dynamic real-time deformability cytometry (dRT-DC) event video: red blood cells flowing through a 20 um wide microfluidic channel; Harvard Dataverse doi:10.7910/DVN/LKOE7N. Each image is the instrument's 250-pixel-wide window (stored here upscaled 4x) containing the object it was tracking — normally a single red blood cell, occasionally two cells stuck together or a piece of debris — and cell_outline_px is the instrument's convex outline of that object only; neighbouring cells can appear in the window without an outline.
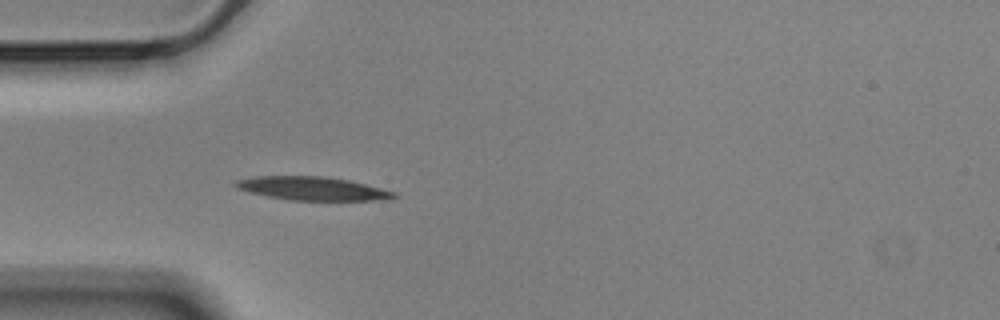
{"species": "Egyptian fruit bat (a non-hibernating species)", "species_latin": "Rousettus aegyptiacus", "temperature_condition": "cold", "stored_images_in_passage": 41, "camera_frame_rate_fps": 3000, "um_per_image_px": 0.085, "animal": {"sex": "male"}, "frame": {"image": 1, "passage_image": 1, "time_ms": 0.0, "image_size_px": [1000, 320], "cell_outline_px": [[400, 196], [388, 200], [288, 200], [248, 192], [236, 188], [232, 184], [236, 180], [256, 176], [324, 176], [348, 180], [396, 192]], "centroid_in_image_um": [26.55, 16.02], "position_along_channel_um": 58.5, "area_um2": 21.73}}
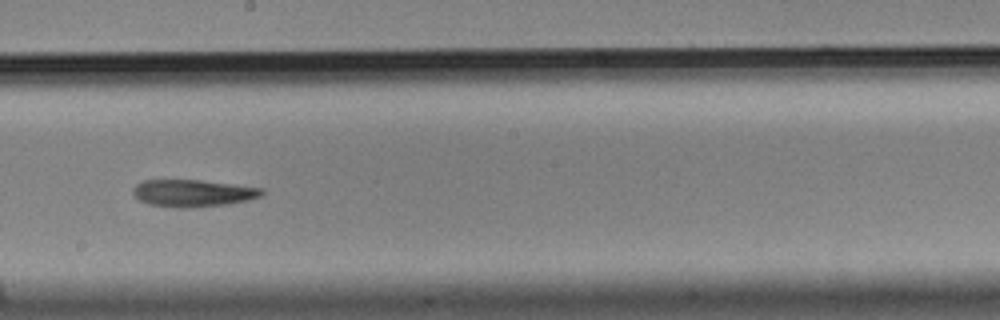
{"frame": {"image": 2, "passage_image": 16, "time_ms": 5.0, "image_size_px": [1000, 320], "cell_outline_px": [[264, 192], [260, 196], [248, 200], [228, 204], [192, 208], [176, 208], [148, 204], [140, 200], [132, 192], [132, 188], [136, 184], [144, 180], [200, 180], [264, 188]], "centroid_in_image_um": [16.39, 16.42], "position_along_channel_um": 231.8, "area_um2": 20.46}}
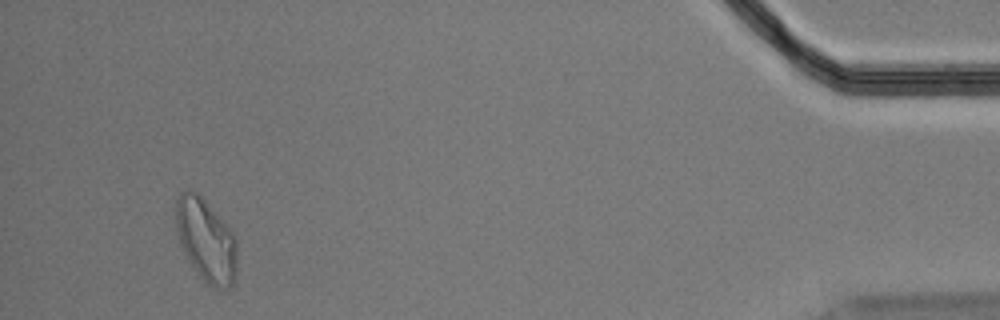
{"frame": {"image": 3, "passage_image": 38, "time_ms": 12.333, "image_size_px": [1000, 320], "cell_outline_px": [[236, 272], [232, 284], [228, 288], [212, 288], [196, 272], [184, 252], [176, 228], [176, 196], [180, 192], [188, 188], [196, 192], [204, 200], [236, 236]], "centroid_in_image_um": [17.5, 20.41], "position_along_channel_um": 417.7, "area_um2": 29.25}}